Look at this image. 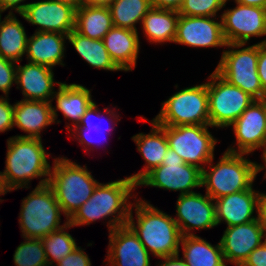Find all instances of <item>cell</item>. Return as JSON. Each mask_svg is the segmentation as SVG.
Instances as JSON below:
<instances>
[{
  "mask_svg": "<svg viewBox=\"0 0 266 266\" xmlns=\"http://www.w3.org/2000/svg\"><path fill=\"white\" fill-rule=\"evenodd\" d=\"M136 189L137 184L129 177L100 182L92 196L68 219V223L74 228L102 219L106 222L108 233L118 226L126 225L133 205L130 198L134 201L138 197L134 193Z\"/></svg>",
  "mask_w": 266,
  "mask_h": 266,
  "instance_id": "6da1fadb",
  "label": "cell"
},
{
  "mask_svg": "<svg viewBox=\"0 0 266 266\" xmlns=\"http://www.w3.org/2000/svg\"><path fill=\"white\" fill-rule=\"evenodd\" d=\"M6 141L5 169L1 172L6 189H29L35 178L40 180L37 186L48 184L51 154L44 149L42 139L12 136Z\"/></svg>",
  "mask_w": 266,
  "mask_h": 266,
  "instance_id": "7a4b0ae2",
  "label": "cell"
},
{
  "mask_svg": "<svg viewBox=\"0 0 266 266\" xmlns=\"http://www.w3.org/2000/svg\"><path fill=\"white\" fill-rule=\"evenodd\" d=\"M127 224L137 234L145 249L151 252L150 255L159 259L180 253L182 235L174 216L150 204V201L136 198Z\"/></svg>",
  "mask_w": 266,
  "mask_h": 266,
  "instance_id": "3957f363",
  "label": "cell"
},
{
  "mask_svg": "<svg viewBox=\"0 0 266 266\" xmlns=\"http://www.w3.org/2000/svg\"><path fill=\"white\" fill-rule=\"evenodd\" d=\"M214 165L213 157L202 170L201 186L213 200L250 189L260 173V163L251 161L249 154L226 151Z\"/></svg>",
  "mask_w": 266,
  "mask_h": 266,
  "instance_id": "277c9868",
  "label": "cell"
},
{
  "mask_svg": "<svg viewBox=\"0 0 266 266\" xmlns=\"http://www.w3.org/2000/svg\"><path fill=\"white\" fill-rule=\"evenodd\" d=\"M53 160L48 185L68 220L92 196L100 182L94 179L86 165L81 166L61 155Z\"/></svg>",
  "mask_w": 266,
  "mask_h": 266,
  "instance_id": "5b68a950",
  "label": "cell"
},
{
  "mask_svg": "<svg viewBox=\"0 0 266 266\" xmlns=\"http://www.w3.org/2000/svg\"><path fill=\"white\" fill-rule=\"evenodd\" d=\"M64 213L57 202L53 189L48 185L36 186L22 199L18 223L22 238H42L61 229V215Z\"/></svg>",
  "mask_w": 266,
  "mask_h": 266,
  "instance_id": "8992f818",
  "label": "cell"
},
{
  "mask_svg": "<svg viewBox=\"0 0 266 266\" xmlns=\"http://www.w3.org/2000/svg\"><path fill=\"white\" fill-rule=\"evenodd\" d=\"M245 46V47H244ZM258 43H231L223 49L215 71L230 84L241 88L255 100L266 99L258 71Z\"/></svg>",
  "mask_w": 266,
  "mask_h": 266,
  "instance_id": "52a82bcc",
  "label": "cell"
},
{
  "mask_svg": "<svg viewBox=\"0 0 266 266\" xmlns=\"http://www.w3.org/2000/svg\"><path fill=\"white\" fill-rule=\"evenodd\" d=\"M161 104L153 118L160 126L210 125L206 82L183 88Z\"/></svg>",
  "mask_w": 266,
  "mask_h": 266,
  "instance_id": "ba28073f",
  "label": "cell"
},
{
  "mask_svg": "<svg viewBox=\"0 0 266 266\" xmlns=\"http://www.w3.org/2000/svg\"><path fill=\"white\" fill-rule=\"evenodd\" d=\"M207 79L210 126L217 129L229 128L255 99L241 88L230 84L215 70Z\"/></svg>",
  "mask_w": 266,
  "mask_h": 266,
  "instance_id": "9c48e42d",
  "label": "cell"
},
{
  "mask_svg": "<svg viewBox=\"0 0 266 266\" xmlns=\"http://www.w3.org/2000/svg\"><path fill=\"white\" fill-rule=\"evenodd\" d=\"M210 125L166 126L169 148L174 150L186 164L203 170L214 157L218 139L209 131Z\"/></svg>",
  "mask_w": 266,
  "mask_h": 266,
  "instance_id": "30bf717a",
  "label": "cell"
},
{
  "mask_svg": "<svg viewBox=\"0 0 266 266\" xmlns=\"http://www.w3.org/2000/svg\"><path fill=\"white\" fill-rule=\"evenodd\" d=\"M202 170L190 164L171 148H168L160 166L147 173L138 183L137 187L150 186L169 191H179V196L196 192L201 188ZM194 189V190H193Z\"/></svg>",
  "mask_w": 266,
  "mask_h": 266,
  "instance_id": "8fae6325",
  "label": "cell"
},
{
  "mask_svg": "<svg viewBox=\"0 0 266 266\" xmlns=\"http://www.w3.org/2000/svg\"><path fill=\"white\" fill-rule=\"evenodd\" d=\"M229 127L236 141L226 151L250 155L262 149L266 156V99L254 100Z\"/></svg>",
  "mask_w": 266,
  "mask_h": 266,
  "instance_id": "7c38bea8",
  "label": "cell"
},
{
  "mask_svg": "<svg viewBox=\"0 0 266 266\" xmlns=\"http://www.w3.org/2000/svg\"><path fill=\"white\" fill-rule=\"evenodd\" d=\"M235 4L220 14L226 43L248 45L252 37L266 36V8Z\"/></svg>",
  "mask_w": 266,
  "mask_h": 266,
  "instance_id": "4fadbf2b",
  "label": "cell"
},
{
  "mask_svg": "<svg viewBox=\"0 0 266 266\" xmlns=\"http://www.w3.org/2000/svg\"><path fill=\"white\" fill-rule=\"evenodd\" d=\"M182 236H197L193 231L217 227L215 201L207 194L188 193L180 195L176 201V215Z\"/></svg>",
  "mask_w": 266,
  "mask_h": 266,
  "instance_id": "5bb4252c",
  "label": "cell"
},
{
  "mask_svg": "<svg viewBox=\"0 0 266 266\" xmlns=\"http://www.w3.org/2000/svg\"><path fill=\"white\" fill-rule=\"evenodd\" d=\"M76 7L53 0L28 2L20 16L31 25L35 32H58L68 35L75 26Z\"/></svg>",
  "mask_w": 266,
  "mask_h": 266,
  "instance_id": "9a60e30c",
  "label": "cell"
},
{
  "mask_svg": "<svg viewBox=\"0 0 266 266\" xmlns=\"http://www.w3.org/2000/svg\"><path fill=\"white\" fill-rule=\"evenodd\" d=\"M174 43L204 49L226 47L227 43L222 31L221 16L179 15Z\"/></svg>",
  "mask_w": 266,
  "mask_h": 266,
  "instance_id": "2e32d148",
  "label": "cell"
},
{
  "mask_svg": "<svg viewBox=\"0 0 266 266\" xmlns=\"http://www.w3.org/2000/svg\"><path fill=\"white\" fill-rule=\"evenodd\" d=\"M98 107V104L94 102L82 116L80 123L68 132L71 133L69 138L76 139L85 153L88 154L91 151L94 152V148L97 149L98 146L107 142L105 141L106 134L111 136L112 130L114 131L115 126L121 119L117 107L114 106L112 109L105 107L102 111ZM105 117L107 118L104 119Z\"/></svg>",
  "mask_w": 266,
  "mask_h": 266,
  "instance_id": "e0dca14e",
  "label": "cell"
},
{
  "mask_svg": "<svg viewBox=\"0 0 266 266\" xmlns=\"http://www.w3.org/2000/svg\"><path fill=\"white\" fill-rule=\"evenodd\" d=\"M106 266H151V255L137 234L126 224L108 234Z\"/></svg>",
  "mask_w": 266,
  "mask_h": 266,
  "instance_id": "ac0fdd59",
  "label": "cell"
},
{
  "mask_svg": "<svg viewBox=\"0 0 266 266\" xmlns=\"http://www.w3.org/2000/svg\"><path fill=\"white\" fill-rule=\"evenodd\" d=\"M263 234L257 219L226 227L219 240L226 264L241 266L250 253L263 243Z\"/></svg>",
  "mask_w": 266,
  "mask_h": 266,
  "instance_id": "d6986e66",
  "label": "cell"
},
{
  "mask_svg": "<svg viewBox=\"0 0 266 266\" xmlns=\"http://www.w3.org/2000/svg\"><path fill=\"white\" fill-rule=\"evenodd\" d=\"M62 82L54 79L53 69L36 63H17L16 89H21L23 100L52 102L55 86Z\"/></svg>",
  "mask_w": 266,
  "mask_h": 266,
  "instance_id": "ffe728a7",
  "label": "cell"
},
{
  "mask_svg": "<svg viewBox=\"0 0 266 266\" xmlns=\"http://www.w3.org/2000/svg\"><path fill=\"white\" fill-rule=\"evenodd\" d=\"M261 194V191L252 186L250 189L215 199L217 226L224 222L229 227L256 220L257 215L254 214H257Z\"/></svg>",
  "mask_w": 266,
  "mask_h": 266,
  "instance_id": "44dd1931",
  "label": "cell"
},
{
  "mask_svg": "<svg viewBox=\"0 0 266 266\" xmlns=\"http://www.w3.org/2000/svg\"><path fill=\"white\" fill-rule=\"evenodd\" d=\"M91 91L92 90H89L82 84L61 83L52 98V102H54V100L56 101V106H53L52 103L54 124L61 122L60 119L57 120L59 116L58 111H60L68 122L71 121V124H65L68 132L77 126L82 116L95 102L94 99H92Z\"/></svg>",
  "mask_w": 266,
  "mask_h": 266,
  "instance_id": "7402d4cb",
  "label": "cell"
},
{
  "mask_svg": "<svg viewBox=\"0 0 266 266\" xmlns=\"http://www.w3.org/2000/svg\"><path fill=\"white\" fill-rule=\"evenodd\" d=\"M140 120L151 123V129L148 134L144 132L137 133L131 137L137 151L145 161L144 167L139 172L128 176L136 184L152 169L162 164L165 154L169 148L166 138V126L158 125L153 119L149 121L141 116Z\"/></svg>",
  "mask_w": 266,
  "mask_h": 266,
  "instance_id": "603a6c76",
  "label": "cell"
},
{
  "mask_svg": "<svg viewBox=\"0 0 266 266\" xmlns=\"http://www.w3.org/2000/svg\"><path fill=\"white\" fill-rule=\"evenodd\" d=\"M66 41L68 35L58 32H34L28 36L26 46L27 62L48 66H65Z\"/></svg>",
  "mask_w": 266,
  "mask_h": 266,
  "instance_id": "cb8c5ba5",
  "label": "cell"
},
{
  "mask_svg": "<svg viewBox=\"0 0 266 266\" xmlns=\"http://www.w3.org/2000/svg\"><path fill=\"white\" fill-rule=\"evenodd\" d=\"M54 122L52 102L28 101L21 99L14 102V128L21 129L25 135L15 137L42 139L43 129Z\"/></svg>",
  "mask_w": 266,
  "mask_h": 266,
  "instance_id": "d4e9b609",
  "label": "cell"
},
{
  "mask_svg": "<svg viewBox=\"0 0 266 266\" xmlns=\"http://www.w3.org/2000/svg\"><path fill=\"white\" fill-rule=\"evenodd\" d=\"M138 31L113 26L102 39L111 59L124 72L136 68L140 53Z\"/></svg>",
  "mask_w": 266,
  "mask_h": 266,
  "instance_id": "484cf974",
  "label": "cell"
},
{
  "mask_svg": "<svg viewBox=\"0 0 266 266\" xmlns=\"http://www.w3.org/2000/svg\"><path fill=\"white\" fill-rule=\"evenodd\" d=\"M179 15L176 10L151 7L140 25L146 40L156 45L174 43Z\"/></svg>",
  "mask_w": 266,
  "mask_h": 266,
  "instance_id": "4316f807",
  "label": "cell"
},
{
  "mask_svg": "<svg viewBox=\"0 0 266 266\" xmlns=\"http://www.w3.org/2000/svg\"><path fill=\"white\" fill-rule=\"evenodd\" d=\"M28 35L15 14H0V56L16 63L23 61Z\"/></svg>",
  "mask_w": 266,
  "mask_h": 266,
  "instance_id": "83f0119b",
  "label": "cell"
},
{
  "mask_svg": "<svg viewBox=\"0 0 266 266\" xmlns=\"http://www.w3.org/2000/svg\"><path fill=\"white\" fill-rule=\"evenodd\" d=\"M179 248H182V259L189 266H227L220 241L212 245L199 235L182 236Z\"/></svg>",
  "mask_w": 266,
  "mask_h": 266,
  "instance_id": "f1b7e54d",
  "label": "cell"
},
{
  "mask_svg": "<svg viewBox=\"0 0 266 266\" xmlns=\"http://www.w3.org/2000/svg\"><path fill=\"white\" fill-rule=\"evenodd\" d=\"M113 27L108 6L80 5L75 12L74 30L83 36L102 40Z\"/></svg>",
  "mask_w": 266,
  "mask_h": 266,
  "instance_id": "f546056e",
  "label": "cell"
},
{
  "mask_svg": "<svg viewBox=\"0 0 266 266\" xmlns=\"http://www.w3.org/2000/svg\"><path fill=\"white\" fill-rule=\"evenodd\" d=\"M68 43L92 68L105 71H122L111 59L102 40L88 38L74 29L68 34Z\"/></svg>",
  "mask_w": 266,
  "mask_h": 266,
  "instance_id": "4dcf8cb0",
  "label": "cell"
},
{
  "mask_svg": "<svg viewBox=\"0 0 266 266\" xmlns=\"http://www.w3.org/2000/svg\"><path fill=\"white\" fill-rule=\"evenodd\" d=\"M113 26L138 31L143 17L151 8L150 0H113L108 6Z\"/></svg>",
  "mask_w": 266,
  "mask_h": 266,
  "instance_id": "1f68e13d",
  "label": "cell"
},
{
  "mask_svg": "<svg viewBox=\"0 0 266 266\" xmlns=\"http://www.w3.org/2000/svg\"><path fill=\"white\" fill-rule=\"evenodd\" d=\"M69 228L73 227L67 223L61 229L41 238L49 266H55L78 247L76 239L69 232L65 231Z\"/></svg>",
  "mask_w": 266,
  "mask_h": 266,
  "instance_id": "d6a6232c",
  "label": "cell"
},
{
  "mask_svg": "<svg viewBox=\"0 0 266 266\" xmlns=\"http://www.w3.org/2000/svg\"><path fill=\"white\" fill-rule=\"evenodd\" d=\"M15 266H49L40 238H25L13 254Z\"/></svg>",
  "mask_w": 266,
  "mask_h": 266,
  "instance_id": "836d02e7",
  "label": "cell"
},
{
  "mask_svg": "<svg viewBox=\"0 0 266 266\" xmlns=\"http://www.w3.org/2000/svg\"><path fill=\"white\" fill-rule=\"evenodd\" d=\"M228 0H184L178 13L184 16L217 17Z\"/></svg>",
  "mask_w": 266,
  "mask_h": 266,
  "instance_id": "e575fe53",
  "label": "cell"
},
{
  "mask_svg": "<svg viewBox=\"0 0 266 266\" xmlns=\"http://www.w3.org/2000/svg\"><path fill=\"white\" fill-rule=\"evenodd\" d=\"M17 63L0 56V91L1 96L9 97L11 87L16 84Z\"/></svg>",
  "mask_w": 266,
  "mask_h": 266,
  "instance_id": "d590c367",
  "label": "cell"
},
{
  "mask_svg": "<svg viewBox=\"0 0 266 266\" xmlns=\"http://www.w3.org/2000/svg\"><path fill=\"white\" fill-rule=\"evenodd\" d=\"M8 97L0 96V133L14 128V104Z\"/></svg>",
  "mask_w": 266,
  "mask_h": 266,
  "instance_id": "8d00e7d4",
  "label": "cell"
},
{
  "mask_svg": "<svg viewBox=\"0 0 266 266\" xmlns=\"http://www.w3.org/2000/svg\"><path fill=\"white\" fill-rule=\"evenodd\" d=\"M56 266H92V263L85 249L78 246L72 253L60 260Z\"/></svg>",
  "mask_w": 266,
  "mask_h": 266,
  "instance_id": "74e56055",
  "label": "cell"
},
{
  "mask_svg": "<svg viewBox=\"0 0 266 266\" xmlns=\"http://www.w3.org/2000/svg\"><path fill=\"white\" fill-rule=\"evenodd\" d=\"M257 71L261 81L263 94L266 96V38L258 42Z\"/></svg>",
  "mask_w": 266,
  "mask_h": 266,
  "instance_id": "f35d334b",
  "label": "cell"
},
{
  "mask_svg": "<svg viewBox=\"0 0 266 266\" xmlns=\"http://www.w3.org/2000/svg\"><path fill=\"white\" fill-rule=\"evenodd\" d=\"M241 266H266V246L255 248Z\"/></svg>",
  "mask_w": 266,
  "mask_h": 266,
  "instance_id": "ab89813d",
  "label": "cell"
},
{
  "mask_svg": "<svg viewBox=\"0 0 266 266\" xmlns=\"http://www.w3.org/2000/svg\"><path fill=\"white\" fill-rule=\"evenodd\" d=\"M26 0H0V14L4 13L8 9V14H14V11L19 15L23 12L25 6L28 3H24Z\"/></svg>",
  "mask_w": 266,
  "mask_h": 266,
  "instance_id": "60d3db41",
  "label": "cell"
},
{
  "mask_svg": "<svg viewBox=\"0 0 266 266\" xmlns=\"http://www.w3.org/2000/svg\"><path fill=\"white\" fill-rule=\"evenodd\" d=\"M256 215L259 226L263 232H266V193L264 191L260 196Z\"/></svg>",
  "mask_w": 266,
  "mask_h": 266,
  "instance_id": "b9f144b4",
  "label": "cell"
},
{
  "mask_svg": "<svg viewBox=\"0 0 266 266\" xmlns=\"http://www.w3.org/2000/svg\"><path fill=\"white\" fill-rule=\"evenodd\" d=\"M184 0H150L151 7L178 11Z\"/></svg>",
  "mask_w": 266,
  "mask_h": 266,
  "instance_id": "7bdbcfd3",
  "label": "cell"
},
{
  "mask_svg": "<svg viewBox=\"0 0 266 266\" xmlns=\"http://www.w3.org/2000/svg\"><path fill=\"white\" fill-rule=\"evenodd\" d=\"M158 263L156 261V266H189L182 257L180 258V254L174 256H167L158 259Z\"/></svg>",
  "mask_w": 266,
  "mask_h": 266,
  "instance_id": "ee69618b",
  "label": "cell"
},
{
  "mask_svg": "<svg viewBox=\"0 0 266 266\" xmlns=\"http://www.w3.org/2000/svg\"><path fill=\"white\" fill-rule=\"evenodd\" d=\"M230 2V0H228ZM235 3L266 8V0H233Z\"/></svg>",
  "mask_w": 266,
  "mask_h": 266,
  "instance_id": "f6af8a7d",
  "label": "cell"
},
{
  "mask_svg": "<svg viewBox=\"0 0 266 266\" xmlns=\"http://www.w3.org/2000/svg\"><path fill=\"white\" fill-rule=\"evenodd\" d=\"M113 0H81L80 5L85 6H109Z\"/></svg>",
  "mask_w": 266,
  "mask_h": 266,
  "instance_id": "bcb514c9",
  "label": "cell"
},
{
  "mask_svg": "<svg viewBox=\"0 0 266 266\" xmlns=\"http://www.w3.org/2000/svg\"><path fill=\"white\" fill-rule=\"evenodd\" d=\"M2 171H0V196H4L7 194V192H9L3 182V178H2ZM4 201V199H2V197L0 198V202L2 203Z\"/></svg>",
  "mask_w": 266,
  "mask_h": 266,
  "instance_id": "7dc6e473",
  "label": "cell"
},
{
  "mask_svg": "<svg viewBox=\"0 0 266 266\" xmlns=\"http://www.w3.org/2000/svg\"><path fill=\"white\" fill-rule=\"evenodd\" d=\"M53 1H58V2H63L69 5H73L76 8L80 6L81 0H53Z\"/></svg>",
  "mask_w": 266,
  "mask_h": 266,
  "instance_id": "c3c4849f",
  "label": "cell"
},
{
  "mask_svg": "<svg viewBox=\"0 0 266 266\" xmlns=\"http://www.w3.org/2000/svg\"><path fill=\"white\" fill-rule=\"evenodd\" d=\"M261 158L263 160L262 161L263 163H260V172L263 171V170L265 171L264 172V180H265V178H266V156L261 157Z\"/></svg>",
  "mask_w": 266,
  "mask_h": 266,
  "instance_id": "681fc988",
  "label": "cell"
},
{
  "mask_svg": "<svg viewBox=\"0 0 266 266\" xmlns=\"http://www.w3.org/2000/svg\"><path fill=\"white\" fill-rule=\"evenodd\" d=\"M263 244L266 246V232L263 234Z\"/></svg>",
  "mask_w": 266,
  "mask_h": 266,
  "instance_id": "f907efd6",
  "label": "cell"
}]
</instances>
